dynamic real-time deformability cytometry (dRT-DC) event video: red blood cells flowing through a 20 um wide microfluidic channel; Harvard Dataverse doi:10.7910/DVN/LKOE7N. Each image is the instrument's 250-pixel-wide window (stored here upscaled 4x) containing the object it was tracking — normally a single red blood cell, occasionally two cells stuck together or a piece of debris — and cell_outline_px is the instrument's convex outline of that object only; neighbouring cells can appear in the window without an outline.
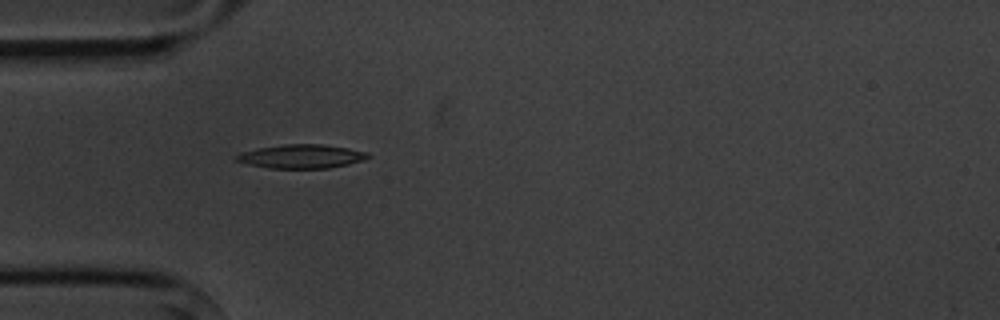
{"species": "common noctule bat (a hibernating species)", "species_latin": "Nyctalus noctula", "temperature_condition": "cold", "stored_images_in_passage": 5, "camera_frame_rate_fps": 3000, "um_per_image_px": 0.085, "animal": {"sex": "male", "body_mass_g": 20.1, "forearm_length_mm": 53.5}, "frame": {"image": 1, "passage_image": 5, "time_ms": 4.667, "image_size_px": [1000, 320], "cell_outline_px": [[372, 156], [364, 160], [348, 164], [328, 168], [268, 168], [248, 164], [236, 160], [236, 156], [240, 152], [256, 148], [284, 144], [324, 144], [348, 148], [368, 152]], "centroid_in_image_um": [25.64, 13.28], "position_along_channel_um": 59.4, "area_um2": 18.32}}